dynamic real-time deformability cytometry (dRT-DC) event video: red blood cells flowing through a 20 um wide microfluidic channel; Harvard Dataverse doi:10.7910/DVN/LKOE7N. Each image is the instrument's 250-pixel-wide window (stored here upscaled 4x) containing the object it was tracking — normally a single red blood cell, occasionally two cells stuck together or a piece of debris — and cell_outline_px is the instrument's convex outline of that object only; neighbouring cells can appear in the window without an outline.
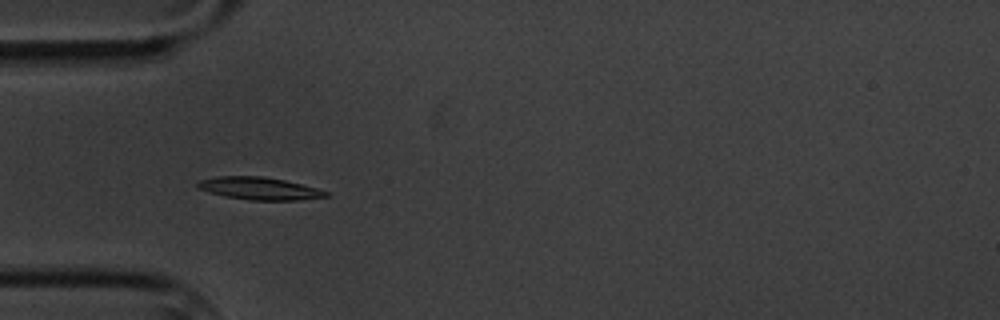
{"species": "common noctule bat (a hibernating species)", "species_latin": "Nyctalus noctula", "temperature_condition": "cold", "stored_images_in_passage": 2, "camera_frame_rate_fps": 3000, "um_per_image_px": 0.085, "animal": {"sex": "male", "body_mass_g": 20.1, "forearm_length_mm": 53.5}, "frame": {"image": 1, "passage_image": 1, "time_ms": 0.0, "image_size_px": [1000, 320], "cell_outline_px": [[328, 196], [300, 200], [248, 200], [224, 196], [196, 188], [196, 184], [200, 180], [216, 176], [264, 176], [284, 180], [316, 188], [328, 192]], "centroid_in_image_um": [22.0, 16.01], "position_along_channel_um": 63.0, "area_um2": 16.76}}
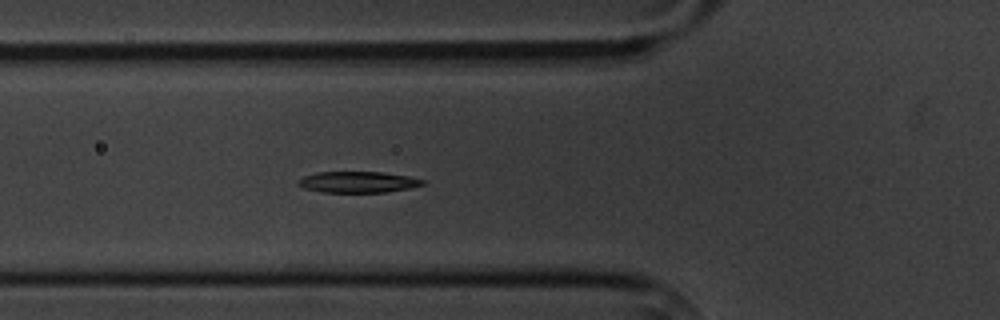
{"frame": {"image": 2, "passage_image": 2, "time_ms": 1.0, "image_size_px": [1000, 320], "cell_outline_px": [[424, 184], [408, 188], [388, 192], [320, 192], [304, 188], [296, 184], [296, 180], [304, 176], [316, 172], [380, 172], [408, 176], [424, 180]], "centroid_in_image_um": [30.36, 15.47], "position_along_channel_um": 95.4, "area_um2": 15.32}}